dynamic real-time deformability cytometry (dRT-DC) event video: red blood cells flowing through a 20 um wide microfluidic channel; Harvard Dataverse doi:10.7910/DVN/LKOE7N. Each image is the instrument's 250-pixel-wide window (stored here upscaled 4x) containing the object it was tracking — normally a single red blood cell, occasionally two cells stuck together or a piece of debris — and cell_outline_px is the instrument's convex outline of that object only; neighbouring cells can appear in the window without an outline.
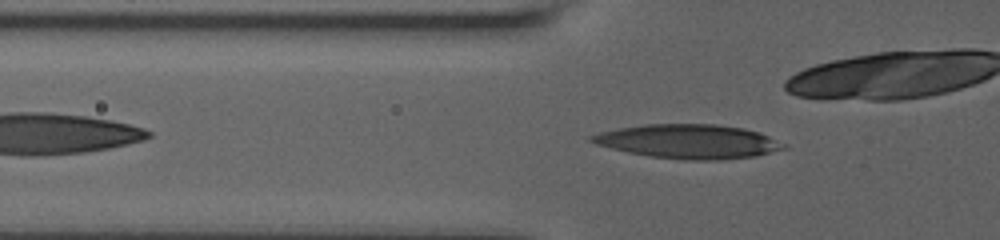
{"species": "human", "species_latin": "Homo sapiens", "temperature_condition": "room temperature", "stored_images_in_passage": 39, "camera_frame_rate_fps": 3000, "um_per_image_px": 0.085, "donor": {"sex": "male"}, "frame": {"image": 1, "passage_image": 5, "time_ms": 1.333, "image_size_px": [1000, 240], "cell_outline_px": [[788, 148], [756, 156], [720, 160], [684, 160], [652, 156], [628, 152], [596, 144], [588, 140], [588, 136], [600, 132], [620, 128], [644, 124], [716, 124], [740, 128], [756, 132], [768, 136], [784, 144]], "centroid_in_image_um": [58.51, 12.03], "position_along_channel_um": 67.3, "area_um2": 37.86}}
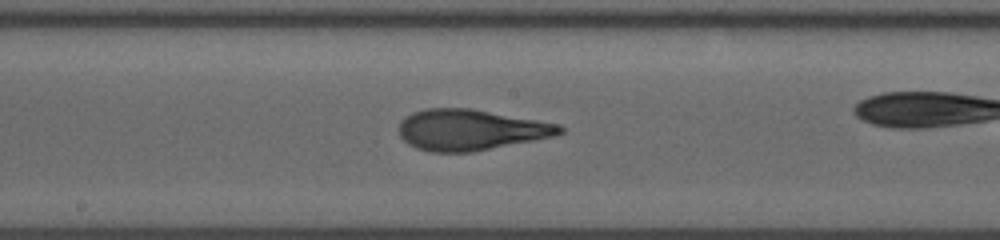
{"frame": {"image": 2, "passage_image": 17, "time_ms": 5.333, "image_size_px": [1000, 240], "cell_outline_px": [[564, 132], [556, 136], [472, 152], [428, 152], [416, 148], [408, 144], [400, 136], [400, 120], [412, 112], [428, 108], [472, 108], [560, 124], [564, 128]], "centroid_in_image_um": [40.01, 11.03], "position_along_channel_um": 208.2, "area_um2": 38.49}}
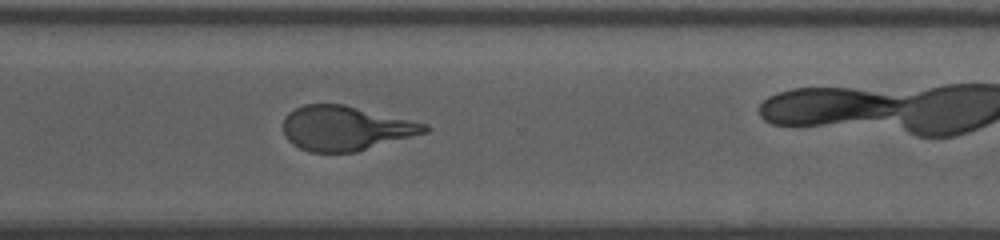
{"frame": {"image": 3, "passage_image": 34, "time_ms": 9.0, "image_size_px": [1000, 240], "cell_outline_px": [[432, 128], [428, 132], [356, 152], [308, 152], [292, 144], [284, 136], [284, 116], [288, 112], [304, 104], [344, 104], [428, 124]], "centroid_in_image_um": [29.37, 10.9], "position_along_channel_um": 341.2, "area_um2": 36.88}}